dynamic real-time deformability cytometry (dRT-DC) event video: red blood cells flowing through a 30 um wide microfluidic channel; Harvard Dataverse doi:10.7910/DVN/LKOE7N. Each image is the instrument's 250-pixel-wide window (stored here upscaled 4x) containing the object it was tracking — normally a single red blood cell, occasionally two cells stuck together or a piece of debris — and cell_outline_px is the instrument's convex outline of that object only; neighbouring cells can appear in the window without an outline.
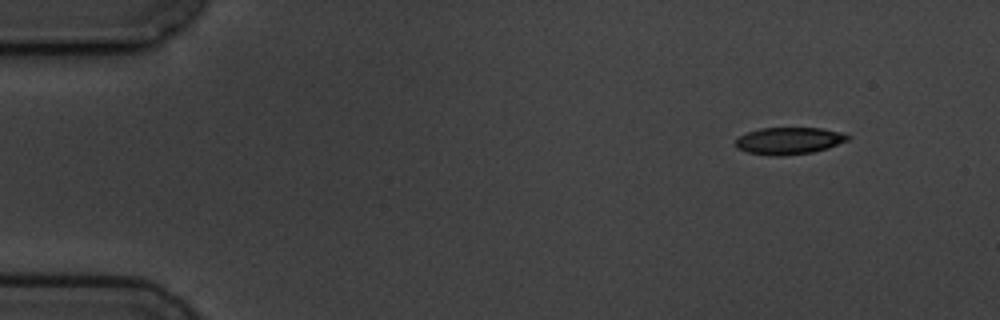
{"species": "common noctule bat (a hibernating species)", "species_latin": "Nyctalus noctula", "temperature_condition": "cold", "stored_images_in_passage": 5, "camera_frame_rate_fps": 3000, "um_per_image_px": 0.085, "animal": {"sex": "male", "body_mass_g": 19.5, "forearm_length_mm": 54.6}, "frame": {"image": 1, "passage_image": 2, "time_ms": 1.0, "image_size_px": [1000, 320], "cell_outline_px": [[852, 136], [848, 140], [828, 148], [812, 152], [784, 156], [768, 156], [748, 152], [736, 148], [736, 140], [740, 136], [748, 132], [760, 128], [820, 128], [840, 132]], "centroid_in_image_um": [67.06, 11.97], "position_along_channel_um": 17.9, "area_um2": 17.69}}
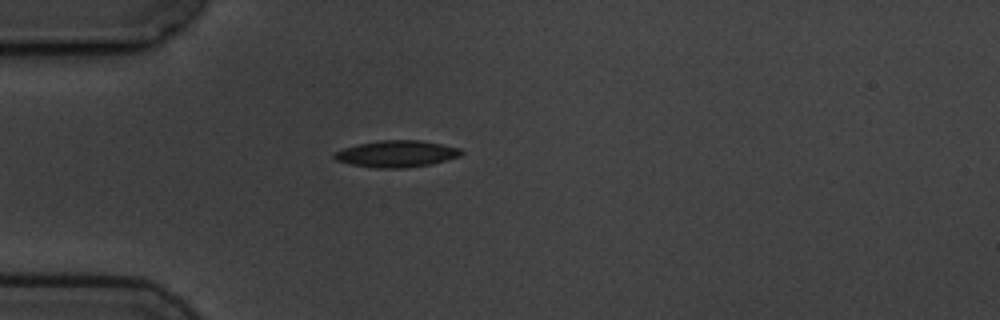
{"frame": {"image": 2, "passage_image": 4, "time_ms": 4.333, "image_size_px": [1000, 320], "cell_outline_px": [[464, 152], [460, 156], [432, 164], [404, 168], [376, 168], [352, 164], [336, 160], [332, 156], [332, 152], [344, 148], [360, 144], [380, 140], [416, 140], [440, 144], [460, 148]], "centroid_in_image_um": [33.7, 13.08], "position_along_channel_um": 51.3, "area_um2": 19.59}}